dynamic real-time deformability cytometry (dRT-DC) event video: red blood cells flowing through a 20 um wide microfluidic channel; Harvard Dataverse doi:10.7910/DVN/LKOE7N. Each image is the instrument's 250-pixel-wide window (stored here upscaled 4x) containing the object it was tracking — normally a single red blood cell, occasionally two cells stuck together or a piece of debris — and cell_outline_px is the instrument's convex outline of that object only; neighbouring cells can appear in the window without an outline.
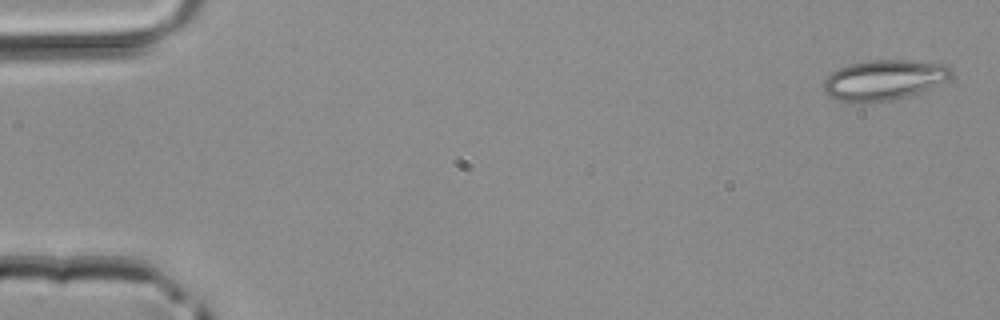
{"species": "common noctule bat (a hibernating species)", "species_latin": "Nyctalus noctula", "temperature_condition": "room temperature", "stored_images_in_passage": 3, "camera_frame_rate_fps": 3000, "um_per_image_px": 0.085, "animal": {"sex": "male", "body_mass_g": 20.4}, "frame": {"image": 1, "passage_image": 1, "time_ms": 0.0, "image_size_px": [1000, 320], "cell_outline_px": [[952, 76], [920, 92], [908, 96], [892, 100], [860, 104], [856, 104], [836, 100], [828, 96], [824, 92], [824, 80], [832, 72], [848, 64], [872, 60], [912, 60], [948, 64], [952, 68]], "centroid_in_image_um": [75.11, 6.81], "position_along_channel_um": 9.9, "area_um2": 30.23}}